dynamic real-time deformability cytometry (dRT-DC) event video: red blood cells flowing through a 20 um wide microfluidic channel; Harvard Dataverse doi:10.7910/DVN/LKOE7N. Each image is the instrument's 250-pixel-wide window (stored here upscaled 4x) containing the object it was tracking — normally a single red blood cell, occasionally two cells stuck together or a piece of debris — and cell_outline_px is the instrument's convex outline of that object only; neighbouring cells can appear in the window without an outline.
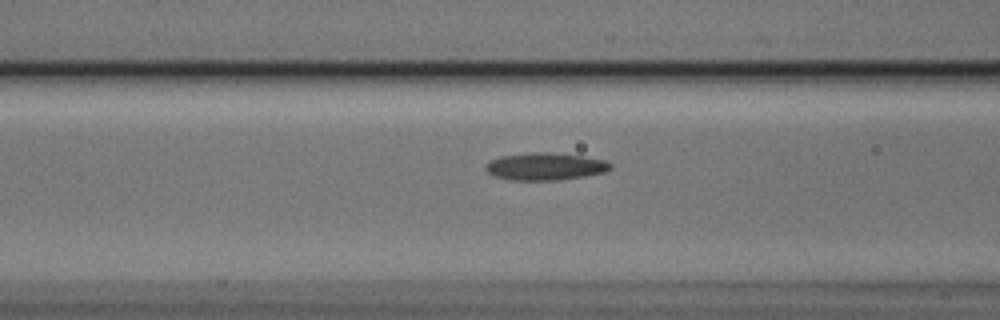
{"species": "Egyptian fruit bat (a non-hibernating species)", "species_latin": "Rousettus aegyptiacus", "temperature_condition": "cold", "stored_images_in_passage": 33, "camera_frame_rate_fps": 3000, "um_per_image_px": 0.085, "animal": {"sex": "male"}, "frame": {"image": 1, "passage_image": 9, "time_ms": 2.667, "image_size_px": [1000, 320], "cell_outline_px": [[612, 168], [604, 172], [584, 176], [560, 180], [508, 180], [492, 176], [484, 168], [484, 164], [488, 160], [500, 156], [532, 152], [552, 152], [580, 156], [604, 160], [612, 164]], "centroid_in_image_um": [46.27, 14.15], "position_along_channel_um": 120.3, "area_um2": 20.11}}
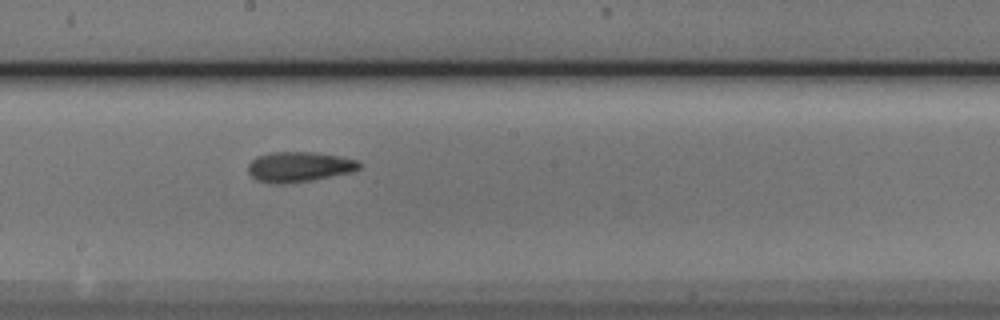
{"frame": {"image": 2, "passage_image": 17, "time_ms": 5.333, "image_size_px": [1000, 320], "cell_outline_px": [[360, 168], [352, 172], [312, 180], [280, 184], [276, 184], [256, 180], [248, 172], [248, 164], [256, 156], [272, 152], [312, 152], [340, 156], [360, 160]], "centroid_in_image_um": [25.43, 14.17], "position_along_channel_um": 222.8, "area_um2": 19.59}}
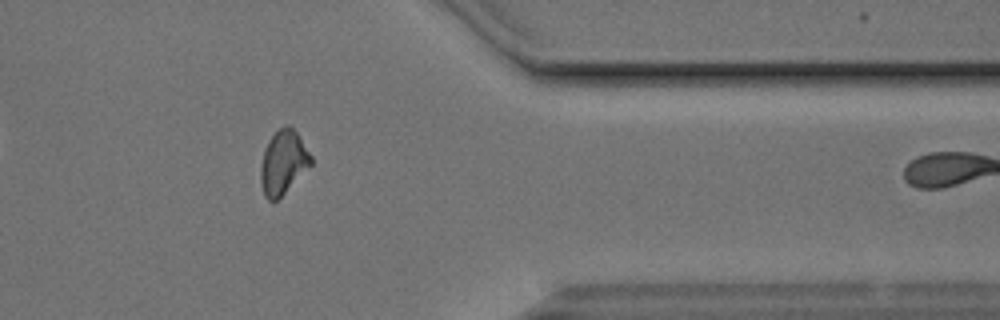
{"frame": {"image": 3, "passage_image": 31, "time_ms": 10.0, "image_size_px": [1000, 320], "cell_outline_px": [[312, 164], [276, 200], [268, 200], [264, 196], [260, 180], [260, 164], [264, 148], [268, 140], [284, 124], [288, 124], [296, 132], [312, 156]], "centroid_in_image_um": [24.05, 13.78], "position_along_channel_um": 387.4, "area_um2": 18.5}}